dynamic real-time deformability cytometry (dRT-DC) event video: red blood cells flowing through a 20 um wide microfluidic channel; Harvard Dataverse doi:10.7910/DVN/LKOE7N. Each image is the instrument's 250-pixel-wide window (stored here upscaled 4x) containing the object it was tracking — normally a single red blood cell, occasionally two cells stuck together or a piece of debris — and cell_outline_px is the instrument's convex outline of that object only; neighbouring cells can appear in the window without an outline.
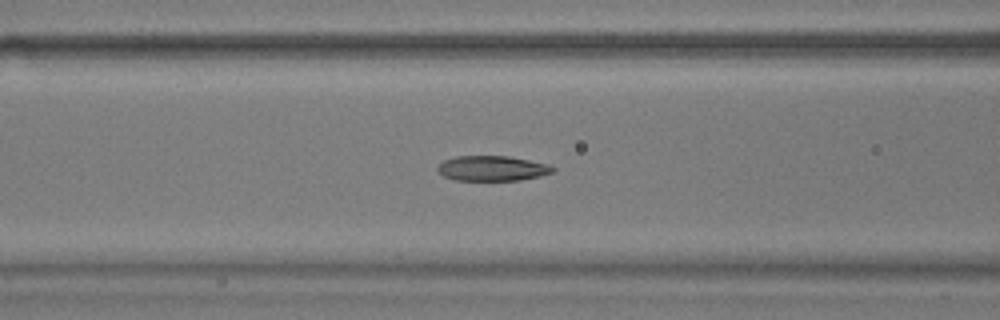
{"species": "common noctule bat (a hibernating species)", "species_latin": "Nyctalus noctula", "temperature_condition": "warm", "stored_images_in_passage": 54, "camera_frame_rate_fps": 3000, "um_per_image_px": 0.085, "animal": {"sex": "male", "body_mass_g": 17.9}, "frame": {"image": 1, "passage_image": 21, "time_ms": 6.667, "image_size_px": [1000, 320], "cell_outline_px": [[556, 168], [552, 172], [540, 176], [520, 180], [456, 180], [444, 176], [436, 168], [444, 160], [456, 156], [508, 156], [548, 164]], "centroid_in_image_um": [41.84, 14.31], "position_along_channel_um": 124.8, "area_um2": 16.7}}
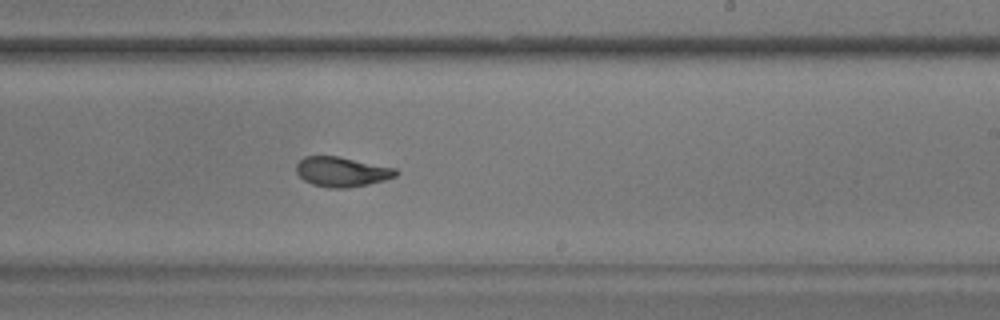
{"frame": {"image": 2, "passage_image": 32, "time_ms": 10.333, "image_size_px": [1000, 320], "cell_outline_px": [[400, 172], [396, 176], [384, 180], [368, 184], [348, 188], [328, 188], [312, 184], [304, 180], [296, 172], [296, 164], [304, 156], [336, 156], [396, 168]], "centroid_in_image_um": [29.05, 14.61], "position_along_channel_um": 260.0, "area_um2": 17.28}}
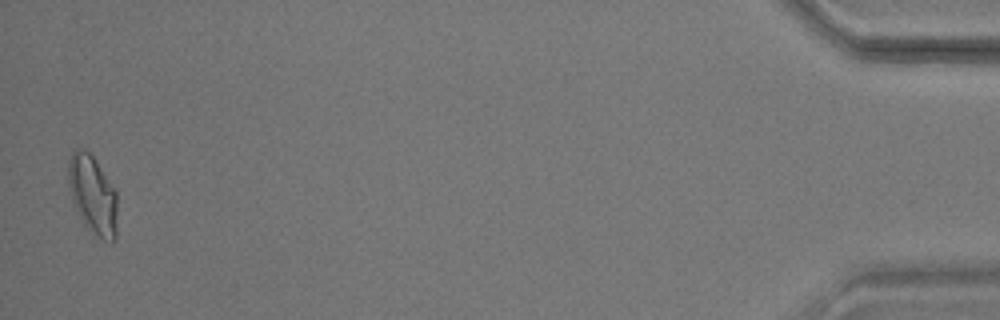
{"frame": {"image": 3, "passage_image": 53, "time_ms": 17.333, "image_size_px": [1000, 320], "cell_outline_px": [[116, 240], [104, 240], [84, 224], [72, 200], [68, 184], [68, 160], [72, 148], [84, 148], [92, 156], [116, 192]], "centroid_in_image_um": [7.84, 16.51], "position_along_channel_um": 427.4, "area_um2": 22.02}, "authors_computed_cell_mechanics": {"area_um2": 17.8024, "velocity_mm_per_s": 3.6905, "shape_relaxation_time_tau1_ms": 5.204, "shape_relaxation_time_tau2_ms": 1.6451, "deformation_change_tau1": 0.1797, "deformation_change_tau2": 0.0847}}